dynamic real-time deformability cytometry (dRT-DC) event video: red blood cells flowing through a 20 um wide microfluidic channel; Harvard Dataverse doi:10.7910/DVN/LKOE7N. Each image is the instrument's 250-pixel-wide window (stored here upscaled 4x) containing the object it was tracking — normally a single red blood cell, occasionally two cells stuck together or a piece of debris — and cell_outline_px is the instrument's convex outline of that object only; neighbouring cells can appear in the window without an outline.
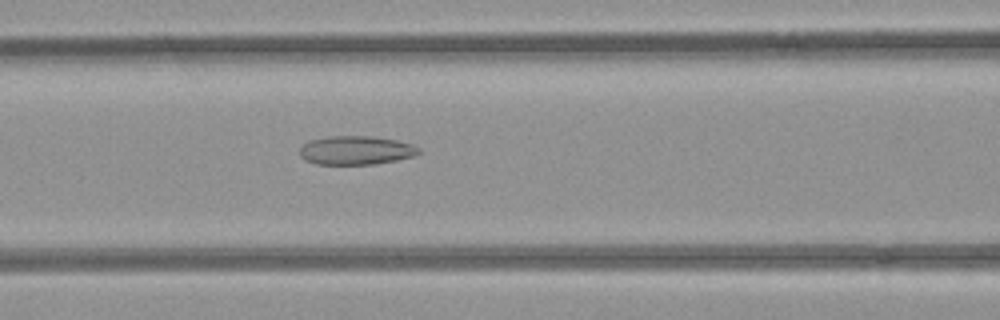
{"species": "common noctule bat (a hibernating species)", "species_latin": "Nyctalus noctula", "temperature_condition": "room temperature", "stored_images_in_passage": 43, "camera_frame_rate_fps": 3000, "um_per_image_px": 0.085, "animal": {"sex": "female", "body_mass_g": 21.9}, "frame": {"image": 1, "passage_image": 13, "time_ms": 4.0, "image_size_px": [1000, 320], "cell_outline_px": [[420, 152], [416, 156], [396, 160], [372, 164], [316, 164], [304, 160], [300, 156], [300, 148], [304, 144], [312, 140], [328, 136], [372, 136], [396, 140], [412, 144], [420, 148]], "centroid_in_image_um": [30.27, 12.78], "position_along_channel_um": 136.3, "area_um2": 19.94}}
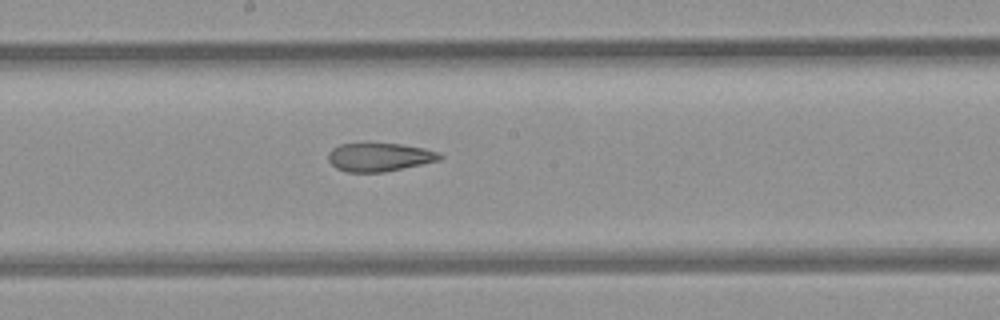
{"frame": {"image": 2, "passage_image": 19, "time_ms": 6.0, "image_size_px": [1000, 320], "cell_outline_px": [[444, 156], [440, 160], [384, 172], [348, 172], [336, 168], [328, 160], [328, 152], [332, 148], [340, 144], [400, 144], [424, 148], [440, 152]], "centroid_in_image_um": [32.26, 13.36], "position_along_channel_um": 215.9, "area_um2": 18.38}}
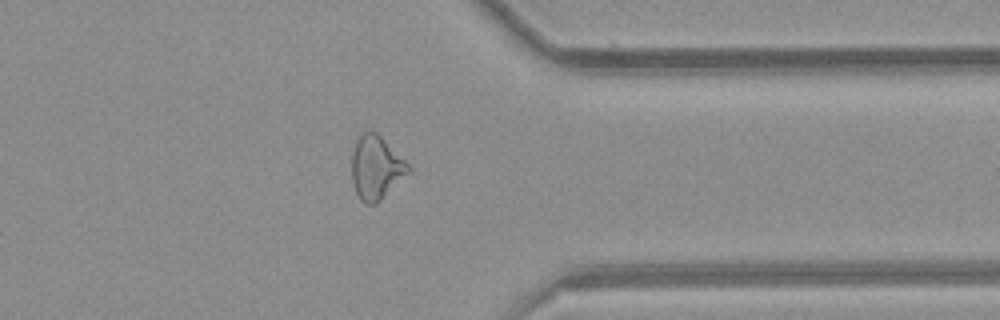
{"frame": {"image": 3, "passage_image": 32, "time_ms": 10.333, "image_size_px": [1000, 320], "cell_outline_px": [[412, 172], [376, 204], [364, 204], [360, 200], [352, 184], [352, 152], [356, 140], [360, 132], [368, 128], [376, 132], [412, 168]], "centroid_in_image_um": [31.96, 14.25], "position_along_channel_um": 379.4, "area_um2": 21.33}, "authors_computed_cell_mechanics": {"area_um2": 21.1548, "velocity_mm_per_s": 3.9759, "shape_relaxation_time_tau1_ms": null, "shape_relaxation_time_tau2_ms": 2.4566, "deformation_change_tau1": null, "deformation_change_tau2": 0.108}}